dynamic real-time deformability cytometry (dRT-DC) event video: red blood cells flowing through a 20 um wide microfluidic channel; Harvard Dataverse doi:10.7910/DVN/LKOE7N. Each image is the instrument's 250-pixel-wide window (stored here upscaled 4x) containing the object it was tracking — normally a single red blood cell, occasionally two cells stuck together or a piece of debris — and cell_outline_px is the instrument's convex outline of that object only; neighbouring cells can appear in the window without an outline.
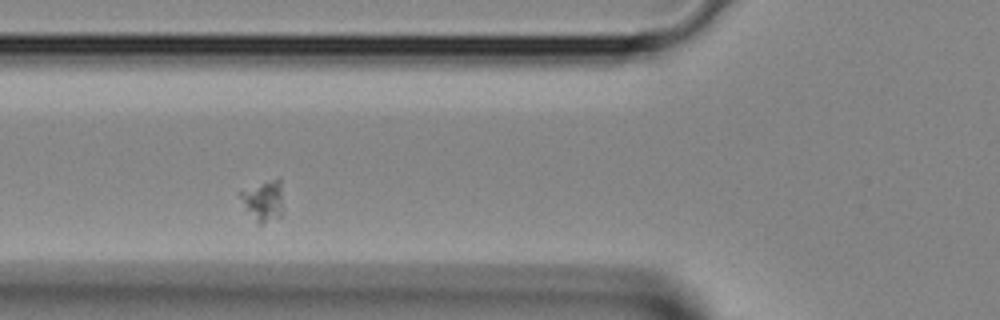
{"species": "Egyptian fruit bat (a non-hibernating species)", "species_latin": "Rousettus aegyptiacus", "temperature_condition": "room temperature", "stored_images_in_passage": 25, "camera_frame_rate_fps": 3000, "um_per_image_px": 0.085, "animal": {"sex": "female"}, "frame": {"image": 1, "passage_image": 4, "time_ms": 1.0, "image_size_px": [1000, 320], "cell_outline_px": [[284, 212], [280, 220], [260, 224], [256, 220], [240, 196], [240, 192], [276, 176], [280, 180], [284, 208]], "centroid_in_image_um": [22.53, 17.07], "position_along_channel_um": 103.3, "area_um2": 10.17}}